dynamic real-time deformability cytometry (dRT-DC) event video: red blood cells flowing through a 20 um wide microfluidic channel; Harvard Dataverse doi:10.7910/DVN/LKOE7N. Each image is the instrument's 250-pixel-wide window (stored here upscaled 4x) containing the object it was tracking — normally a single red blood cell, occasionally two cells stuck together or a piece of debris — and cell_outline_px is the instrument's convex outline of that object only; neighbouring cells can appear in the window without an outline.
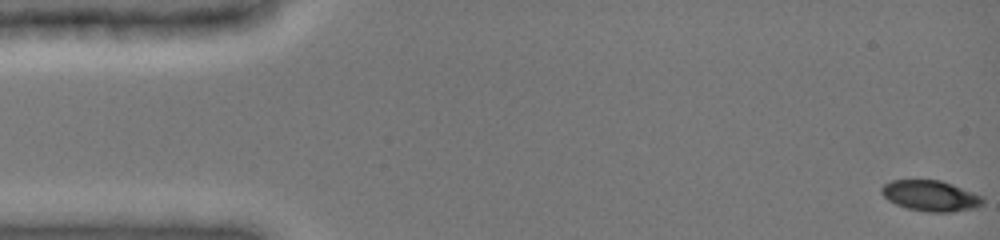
{"species": "common noctule bat (a hibernating species)", "species_latin": "Nyctalus noctula", "temperature_condition": "cold", "stored_images_in_passage": 49, "camera_frame_rate_fps": 3000, "um_per_image_px": 0.085, "animal": {"sex": "female", "body_mass_g": 19.0, "forearm_length_mm": 51.5}, "frame": {"image": 1, "passage_image": 1, "time_ms": 0.0, "image_size_px": [1000, 240], "cell_outline_px": [[984, 204], [976, 208], [952, 212], [924, 212], [908, 208], [896, 204], [888, 200], [880, 192], [880, 188], [884, 184], [892, 180], [940, 180], [980, 196], [984, 200]], "centroid_in_image_um": [79.06, 16.66], "position_along_channel_um": 5.9, "area_um2": 17.98}}
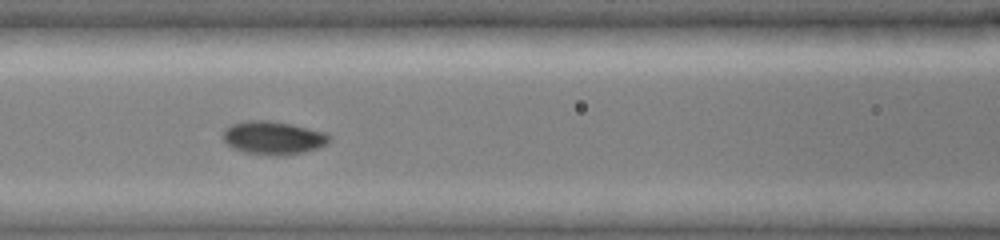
{"frame": {"image": 2, "passage_image": 22, "time_ms": 6.667, "image_size_px": [1000, 240], "cell_outline_px": [[332, 140], [316, 148], [304, 152], [284, 156], [276, 156], [244, 152], [228, 144], [224, 140], [224, 128], [232, 124], [248, 120], [268, 120], [292, 124], [324, 132], [332, 136]], "centroid_in_image_um": [23.25, 11.71], "position_along_channel_um": 143.4, "area_um2": 20.52}}
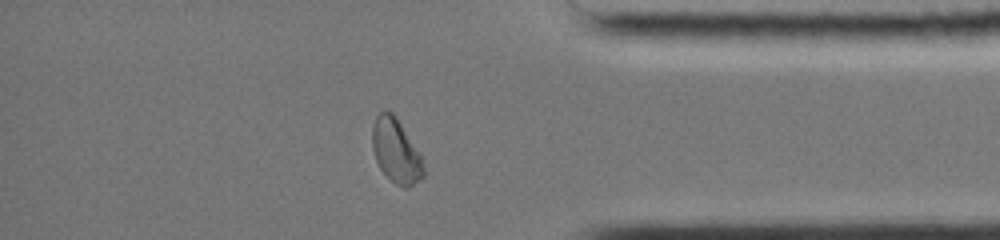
{"frame": {"image": 3, "passage_image": 43, "time_ms": 13.333, "image_size_px": [1000, 240], "cell_outline_px": [[424, 176], [408, 188], [404, 188], [396, 184], [380, 168], [376, 160], [372, 148], [372, 124], [376, 116], [384, 108], [392, 112], [396, 116], [420, 156], [424, 168]], "centroid_in_image_um": [33.62, 12.8], "position_along_channel_um": 401.6, "area_um2": 18.9}, "authors_computed_cell_mechanics": {"area_um2": 19.1896, "velocity_mm_per_s": 3.9991, "shape_relaxation_time_tau1_ms": 3.296, "shape_relaxation_time_tau2_ms": null, "deformation_change_tau1": 0.1265, "deformation_change_tau2": null}}